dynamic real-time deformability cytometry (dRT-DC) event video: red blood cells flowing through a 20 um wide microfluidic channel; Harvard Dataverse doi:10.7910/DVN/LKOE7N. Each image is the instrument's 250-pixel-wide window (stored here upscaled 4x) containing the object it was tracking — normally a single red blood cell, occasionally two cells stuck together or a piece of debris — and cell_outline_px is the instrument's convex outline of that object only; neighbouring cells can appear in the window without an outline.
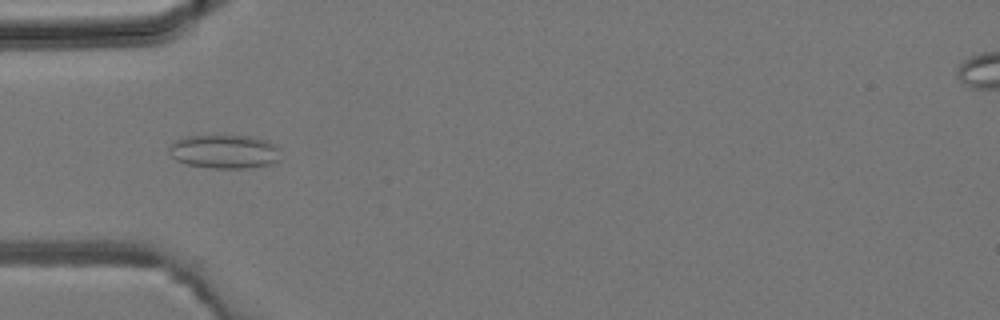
{"species": "common noctule bat (a hibernating species)", "species_latin": "Nyctalus noctula", "temperature_condition": "room temperature", "stored_images_in_passage": 32, "camera_frame_rate_fps": 3000, "um_per_image_px": 0.085, "animal": {"sex": "male", "body_mass_g": 19.2, "forearm_length_mm": 51.8}, "frame": {"image": 1, "passage_image": 2, "time_ms": 0.333, "image_size_px": [1000, 320], "cell_outline_px": [[280, 160], [272, 164], [252, 168], [212, 168], [188, 164], [176, 160], [168, 152], [168, 148], [180, 136], [248, 136], [268, 140], [276, 144], [280, 148]], "centroid_in_image_um": [19.12, 12.88], "position_along_channel_um": 65.9, "area_um2": 22.25}}
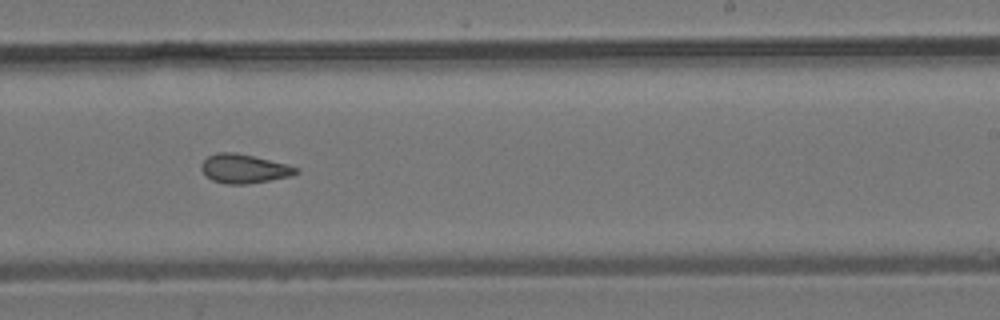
{"frame": {"image": 2, "passage_image": 15, "time_ms": 4.667, "image_size_px": [1000, 320], "cell_outline_px": [[300, 172], [292, 176], [244, 184], [224, 184], [212, 180], [200, 168], [200, 164], [208, 156], [216, 152], [236, 152], [288, 164], [300, 168]], "centroid_in_image_um": [20.76, 14.33], "position_along_channel_um": 268.2, "area_um2": 16.07}}
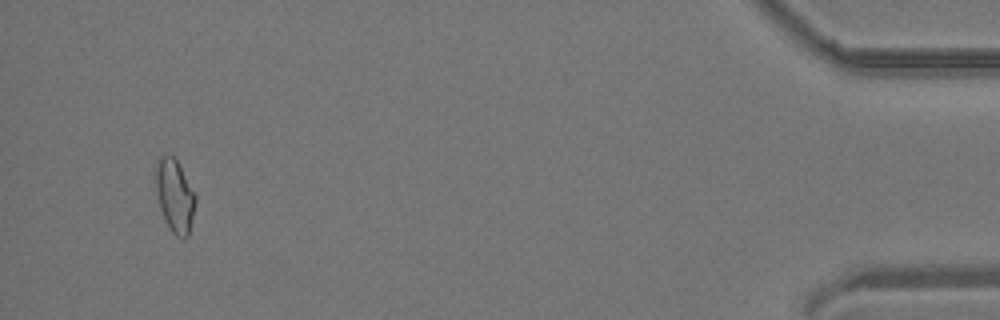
{"frame": {"image": 3, "passage_image": 30, "time_ms": 9.667, "image_size_px": [1000, 320], "cell_outline_px": [[196, 200], [188, 236], [184, 240], [176, 236], [168, 228], [160, 208], [156, 192], [156, 168], [160, 156], [164, 152], [172, 156], [176, 160], [196, 196]], "centroid_in_image_um": [14.85, 16.67], "position_along_channel_um": 420.4, "area_um2": 16.7}}